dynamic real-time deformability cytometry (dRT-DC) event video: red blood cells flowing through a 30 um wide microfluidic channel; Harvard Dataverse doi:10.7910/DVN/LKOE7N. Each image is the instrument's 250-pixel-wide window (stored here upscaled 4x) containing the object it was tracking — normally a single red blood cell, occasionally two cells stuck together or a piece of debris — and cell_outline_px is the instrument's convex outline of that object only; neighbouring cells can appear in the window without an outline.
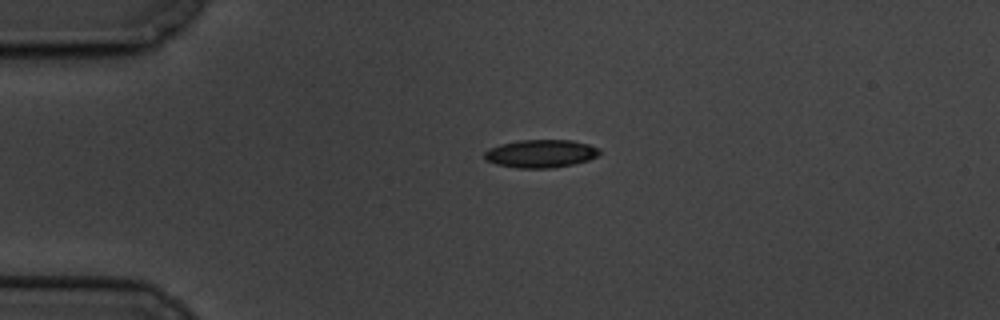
{"species": "common noctule bat (a hibernating species)", "species_latin": "Nyctalus noctula", "temperature_condition": "cold", "stored_images_in_passage": 2, "camera_frame_rate_fps": 3000, "um_per_image_px": 0.085, "animal": {"sex": "male", "body_mass_g": 19.5, "forearm_length_mm": 54.6}, "frame": {"image": 1, "passage_image": 1, "time_ms": 0.0, "image_size_px": [1000, 320], "cell_outline_px": [[600, 152], [596, 156], [588, 160], [572, 164], [552, 168], [516, 168], [496, 164], [484, 160], [484, 152], [488, 148], [500, 144], [516, 140], [572, 140], [588, 144], [600, 148]], "centroid_in_image_um": [45.92, 13.05], "position_along_channel_um": 39.1, "area_um2": 18.9}}